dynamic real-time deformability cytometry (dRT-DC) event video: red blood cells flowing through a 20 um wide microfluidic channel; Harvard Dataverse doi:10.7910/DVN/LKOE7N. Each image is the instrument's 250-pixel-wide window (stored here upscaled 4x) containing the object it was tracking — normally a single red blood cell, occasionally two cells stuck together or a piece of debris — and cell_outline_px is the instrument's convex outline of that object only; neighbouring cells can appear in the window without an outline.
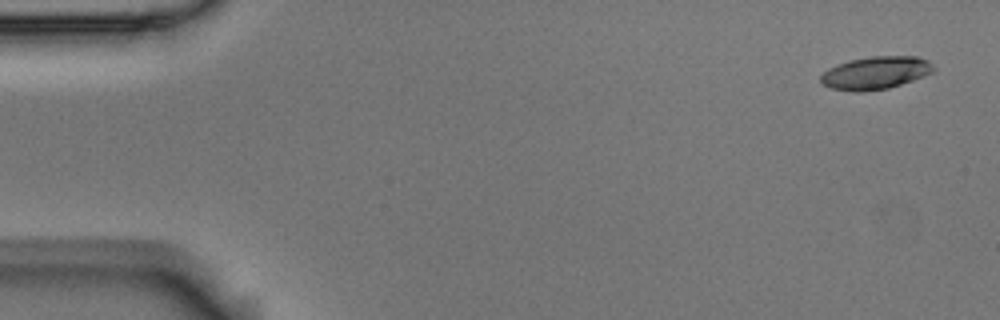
{"species": "Egyptian fruit bat (a non-hibernating species)", "species_latin": "Rousettus aegyptiacus", "temperature_condition": "room temperature", "stored_images_in_passage": 5, "camera_frame_rate_fps": 3000, "um_per_image_px": 0.085, "animal": {"sex": "male"}, "frame": {"image": 1, "passage_image": 1, "time_ms": 0.0, "image_size_px": [1000, 320], "cell_outline_px": [[936, 68], [932, 72], [912, 80], [888, 88], [860, 92], [852, 92], [832, 88], [824, 84], [820, 80], [820, 76], [828, 68], [852, 60], [872, 56], [916, 56], [928, 60]], "centroid_in_image_um": [74.43, 6.19], "position_along_channel_um": 10.6, "area_um2": 21.27}}
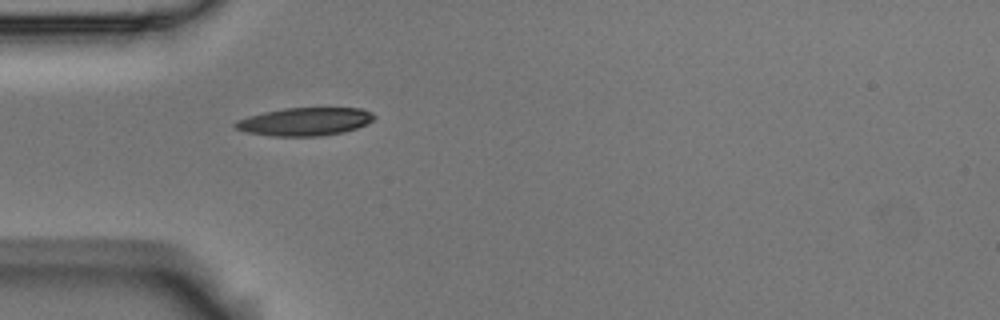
{"frame": {"image": 2, "passage_image": 5, "time_ms": 1.333, "image_size_px": [1000, 320], "cell_outline_px": [[376, 116], [372, 120], [356, 128], [344, 132], [320, 136], [272, 136], [248, 132], [236, 128], [232, 124], [236, 120], [248, 116], [264, 112], [284, 108], [360, 108], [372, 112]], "centroid_in_image_um": [25.9, 10.33], "position_along_channel_um": 59.1, "area_um2": 22.6}}